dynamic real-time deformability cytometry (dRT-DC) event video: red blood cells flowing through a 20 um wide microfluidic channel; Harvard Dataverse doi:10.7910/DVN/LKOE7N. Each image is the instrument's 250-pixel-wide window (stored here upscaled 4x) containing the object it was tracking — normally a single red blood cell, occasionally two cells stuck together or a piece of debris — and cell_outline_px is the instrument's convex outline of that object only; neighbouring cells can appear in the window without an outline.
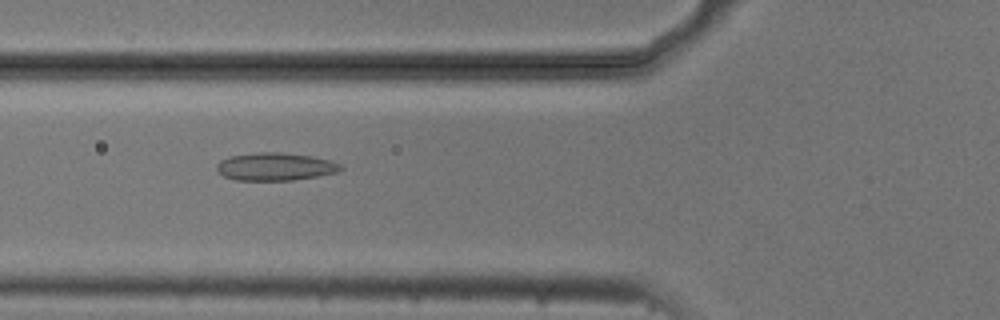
{"species": "common noctule bat (a hibernating species)", "species_latin": "Nyctalus noctula", "temperature_condition": "cold", "stored_images_in_passage": 43, "camera_frame_rate_fps": 3000, "um_per_image_px": 0.085, "animal": {"sex": "male", "body_mass_g": 20.5, "forearm_length_mm": 52.5}, "frame": {"image": 1, "passage_image": 9, "time_ms": 2.667, "image_size_px": [1000, 320], "cell_outline_px": [[344, 168], [340, 172], [292, 180], [236, 180], [224, 176], [216, 168], [216, 164], [220, 160], [228, 156], [260, 152], [280, 152], [312, 156], [332, 160], [340, 164]], "centroid_in_image_um": [23.42, 14.15], "position_along_channel_um": 102.4, "area_um2": 20.17}}
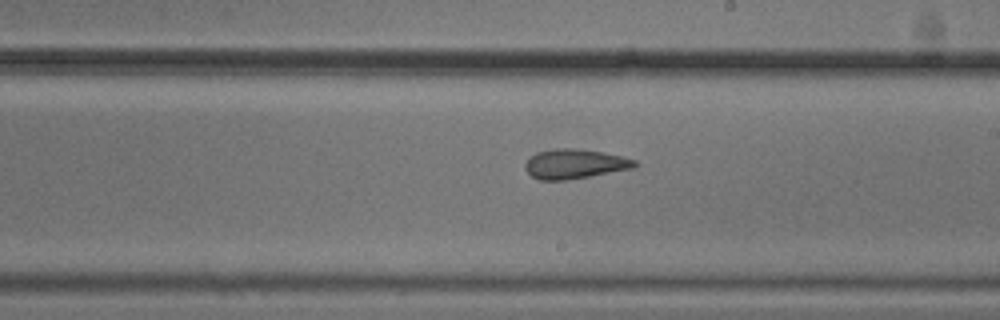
{"frame": {"image": 2, "passage_image": 20, "time_ms": 6.333, "image_size_px": [1000, 320], "cell_outline_px": [[640, 164], [636, 168], [564, 180], [540, 180], [532, 176], [524, 168], [524, 164], [536, 152], [556, 148], [572, 148], [600, 152], [620, 156], [636, 160]], "centroid_in_image_um": [48.86, 13.93], "position_along_channel_um": 240.1, "area_um2": 18.73}}
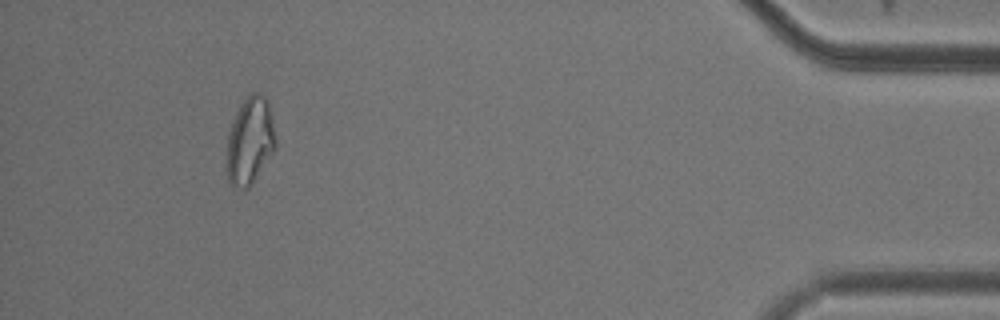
{"frame": {"image": 3, "passage_image": 39, "time_ms": 12.667, "image_size_px": [1000, 320], "cell_outline_px": [[276, 148], [252, 184], [248, 188], [244, 188], [232, 184], [228, 180], [228, 132], [236, 112], [240, 104], [248, 92], [260, 92], [268, 100], [272, 112], [276, 140]], "centroid_in_image_um": [21.29, 11.89], "position_along_channel_um": 413.9, "area_um2": 24.91}, "authors_computed_cell_mechanics": {"area_um2": 19.9988, "velocity_mm_per_s": 3.7333, "shape_relaxation_time_tau1_ms": null, "shape_relaxation_time_tau2_ms": 2.2215, "deformation_change_tau1": null, "deformation_change_tau2": 0.0965}}